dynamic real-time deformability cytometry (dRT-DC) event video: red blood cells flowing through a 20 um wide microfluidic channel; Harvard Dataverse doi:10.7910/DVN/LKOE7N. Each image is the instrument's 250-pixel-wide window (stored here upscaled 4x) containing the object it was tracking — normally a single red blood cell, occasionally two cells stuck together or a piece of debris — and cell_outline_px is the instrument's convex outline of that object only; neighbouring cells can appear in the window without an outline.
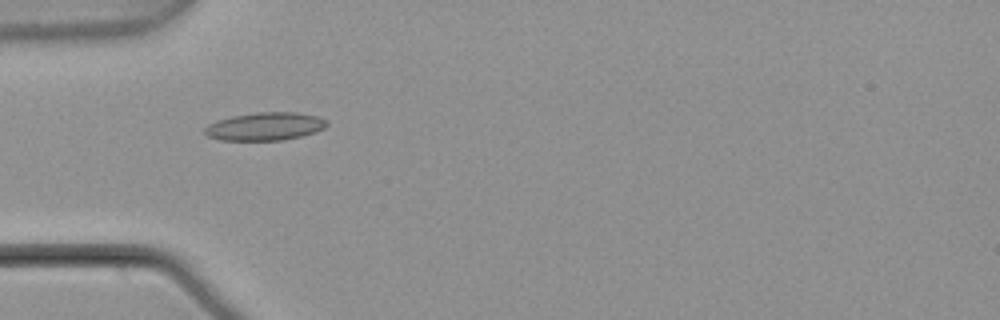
{"species": "common noctule bat (a hibernating species)", "species_latin": "Nyctalus noctula", "temperature_condition": "warm", "stored_images_in_passage": 5, "camera_frame_rate_fps": 3000, "um_per_image_px": 0.085, "animal": {"sex": "male", "body_mass_g": 21.5, "forearm_length_mm": 52.0}, "frame": {"image": 1, "passage_image": 4, "time_ms": 1.0, "image_size_px": [1000, 320], "cell_outline_px": [[328, 124], [324, 128], [316, 132], [304, 136], [284, 140], [220, 140], [208, 136], [204, 132], [204, 128], [208, 124], [216, 120], [232, 116], [256, 112], [296, 112], [316, 116], [328, 120]], "centroid_in_image_um": [22.54, 10.74], "position_along_channel_um": 62.5, "area_um2": 20.11}}
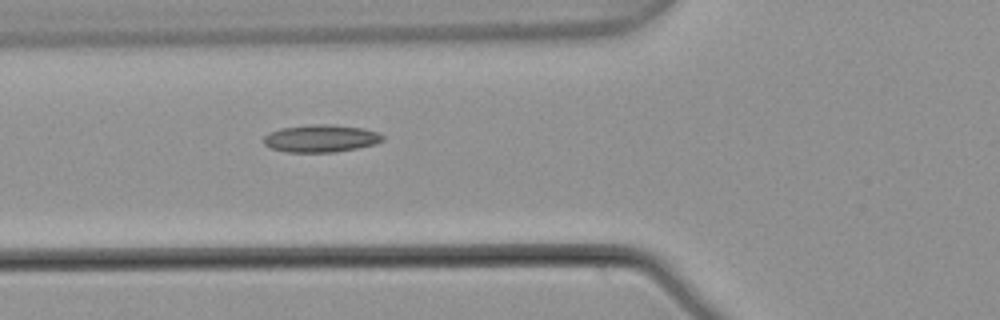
{"frame": {"image": 2, "passage_image": 5, "time_ms": 1.333, "image_size_px": [1000, 320], "cell_outline_px": [[384, 140], [376, 144], [336, 152], [288, 152], [272, 148], [264, 144], [264, 136], [268, 132], [280, 128], [312, 124], [332, 124], [364, 128], [376, 132], [384, 136]], "centroid_in_image_um": [27.28, 11.76], "position_along_channel_um": 98.5, "area_um2": 19.13}}